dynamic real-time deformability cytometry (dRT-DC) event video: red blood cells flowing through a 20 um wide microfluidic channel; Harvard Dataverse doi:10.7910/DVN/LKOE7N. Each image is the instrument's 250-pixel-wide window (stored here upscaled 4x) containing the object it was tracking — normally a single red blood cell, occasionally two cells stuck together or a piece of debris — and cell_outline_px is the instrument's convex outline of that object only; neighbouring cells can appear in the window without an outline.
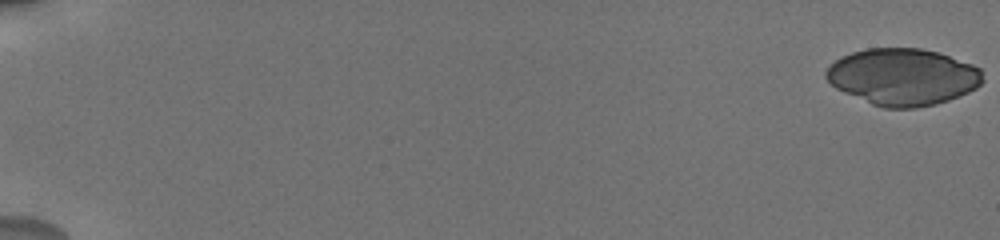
{"species": "human", "species_latin": "Homo sapiens", "temperature_condition": "cold", "stored_images_in_passage": 55, "segment_of_instrument_passage": [1, 2], "camera_frame_rate_fps": 3000, "um_per_image_px": 0.085, "donor": {"sex": "male"}, "frame": {"image": 1, "passage_image": 1, "time_ms": 0.0, "image_size_px": [1000, 240], "cell_outline_px": [[984, 80], [976, 88], [968, 92], [948, 100], [936, 104], [916, 108], [884, 108], [872, 104], [844, 92], [836, 88], [824, 76], [824, 72], [836, 60], [852, 52], [868, 48], [920, 48], [936, 52], [972, 64], [980, 68]], "centroid_in_image_um": [76.75, 6.54], "position_along_channel_um": 8.3, "area_um2": 51.56}}
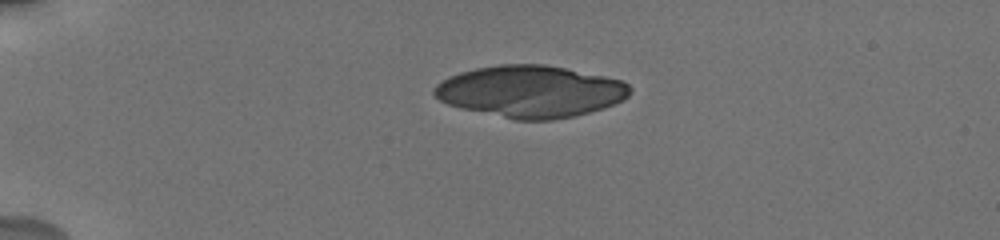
{"frame": {"image": 2, "passage_image": 15, "time_ms": 4.667, "image_size_px": [1000, 240], "cell_outline_px": [[632, 92], [624, 100], [604, 108], [572, 116], [552, 120], [516, 120], [460, 108], [448, 104], [440, 100], [432, 92], [432, 88], [436, 84], [448, 76], [460, 72], [476, 68], [500, 64], [544, 64], [604, 76], [620, 80], [628, 84], [632, 88]], "centroid_in_image_um": [45.08, 7.77], "position_along_channel_um": 39.9, "area_um2": 59.19}}